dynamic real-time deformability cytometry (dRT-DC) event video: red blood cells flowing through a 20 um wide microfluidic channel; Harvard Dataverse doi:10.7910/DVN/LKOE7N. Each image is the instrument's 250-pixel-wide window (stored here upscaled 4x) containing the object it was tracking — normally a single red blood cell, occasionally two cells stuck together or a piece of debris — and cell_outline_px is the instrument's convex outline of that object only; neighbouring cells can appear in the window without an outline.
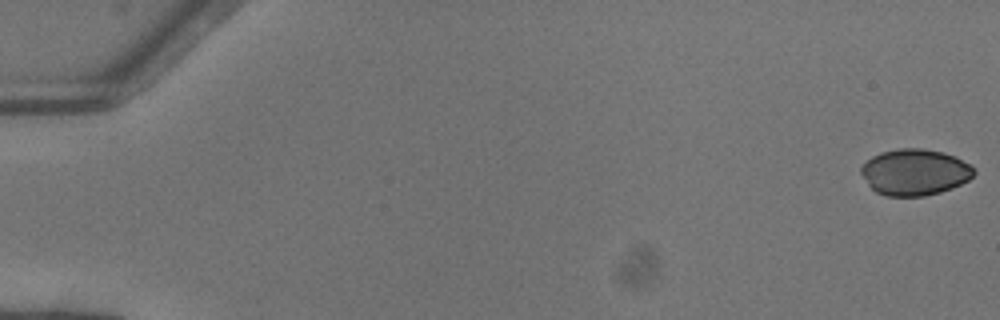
{"species": "common noctule bat (a hibernating species)", "species_latin": "Nyctalus noctula", "temperature_condition": "warm", "stored_images_in_passage": 51, "camera_frame_rate_fps": 3000, "um_per_image_px": 0.085, "animal": {"sex": "female"}, "frame": {"image": 1, "passage_image": 1, "time_ms": 0.0, "image_size_px": [1000, 320], "cell_outline_px": [[976, 172], [968, 180], [952, 188], [940, 192], [924, 196], [884, 196], [876, 192], [868, 184], [860, 172], [860, 168], [872, 156], [880, 152], [896, 148], [920, 148], [944, 152], [956, 156], [972, 164]], "centroid_in_image_um": [77.77, 14.62], "position_along_channel_um": 7.2, "area_um2": 30.69}}
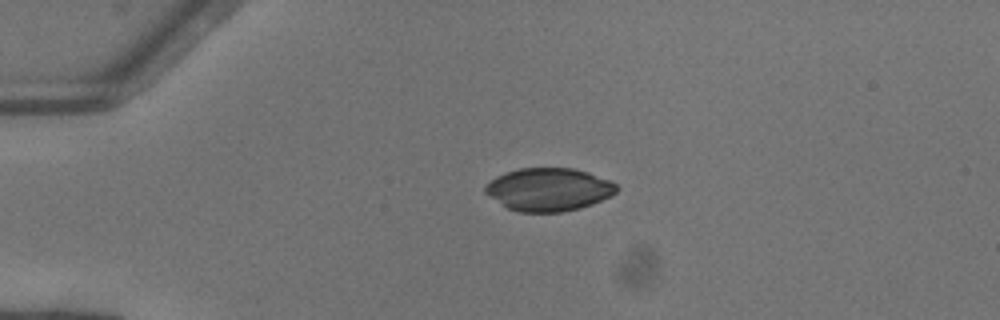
{"frame": {"image": 2, "passage_image": 13, "time_ms": 4.0, "image_size_px": [1000, 320], "cell_outline_px": [[620, 188], [612, 196], [592, 204], [580, 208], [564, 212], [516, 212], [508, 208], [484, 192], [484, 184], [488, 180], [504, 172], [520, 168], [572, 168], [588, 172], [608, 180], [616, 184]], "centroid_in_image_um": [46.62, 16.1], "position_along_channel_um": 38.4, "area_um2": 33.12}}